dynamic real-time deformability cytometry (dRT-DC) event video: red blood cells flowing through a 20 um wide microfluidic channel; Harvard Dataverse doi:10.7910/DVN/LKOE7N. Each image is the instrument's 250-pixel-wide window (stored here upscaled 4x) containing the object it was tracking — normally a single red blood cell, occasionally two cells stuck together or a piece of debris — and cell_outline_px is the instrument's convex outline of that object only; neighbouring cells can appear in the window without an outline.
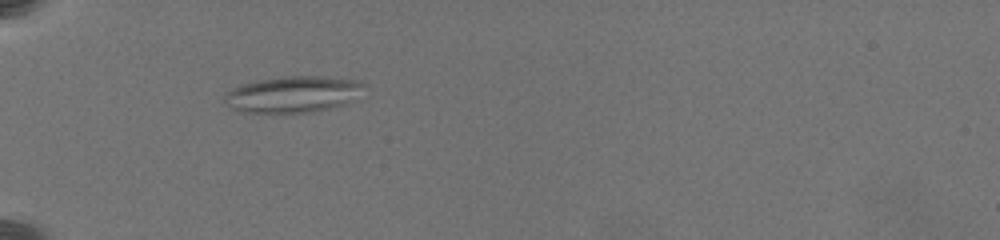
{"species": "common noctule bat (a hibernating species)", "species_latin": "Nyctalus noctula", "temperature_condition": "warm", "stored_images_in_passage": 13, "camera_frame_rate_fps": 3000, "um_per_image_px": 0.085, "animal": {"sex": "female", "body_mass_g": 19.5, "forearm_length_mm": 54.1}, "frame": {"image": 1, "passage_image": 1, "time_ms": 0.0, "image_size_px": [1000, 240], "cell_outline_px": [[364, 84], [352, 100], [348, 104], [332, 108], [312, 112], [244, 112], [232, 108], [224, 100], [224, 96], [232, 88], [240, 84], [256, 80], [284, 76], [320, 76], [356, 80]], "centroid_in_image_um": [24.88, 8.01], "position_along_channel_um": 60.1, "area_um2": 29.3}}
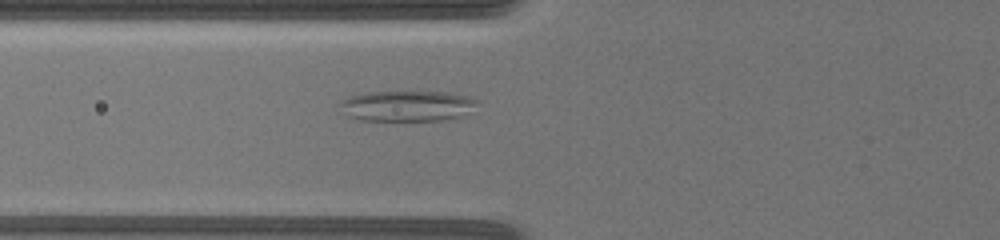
{"frame": {"image": 2, "passage_image": 7, "time_ms": 1.333, "image_size_px": [1000, 240], "cell_outline_px": [[480, 100], [460, 116], [440, 120], [360, 120], [348, 116], [340, 104], [340, 100], [352, 96], [368, 92], [444, 92], [464, 96]], "centroid_in_image_um": [34.55, 9.0], "position_along_channel_um": 91.2, "area_um2": 23.81}}